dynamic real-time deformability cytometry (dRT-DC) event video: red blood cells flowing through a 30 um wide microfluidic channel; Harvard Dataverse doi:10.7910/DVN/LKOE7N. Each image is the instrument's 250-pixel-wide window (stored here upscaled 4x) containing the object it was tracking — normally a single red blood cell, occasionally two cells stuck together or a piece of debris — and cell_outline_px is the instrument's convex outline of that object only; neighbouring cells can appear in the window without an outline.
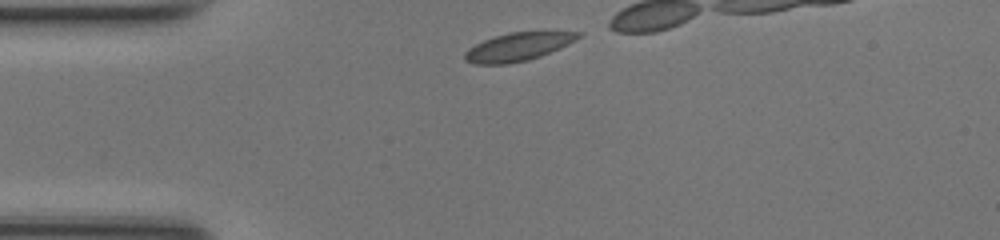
{"species": "common noctule bat (a hibernating species)", "species_latin": "Nyctalus noctula", "temperature_condition": "room temperature", "stored_images_in_passage": 11, "camera_frame_rate_fps": 3000, "um_per_image_px": 0.085, "animal": {"sex": "female", "body_mass_g": 17.0, "forearm_length_mm": 48.0}, "frame": {"image": 1, "passage_image": 1, "time_ms": 0.0, "image_size_px": [1000, 240], "cell_outline_px": [[584, 32], [576, 40], [560, 48], [540, 56], [528, 60], [508, 64], [476, 64], [464, 60], [464, 52], [468, 48], [484, 40], [496, 36], [512, 32]], "centroid_in_image_um": [44.01, 3.99], "position_along_channel_um": 41.0, "area_um2": 18.44}}